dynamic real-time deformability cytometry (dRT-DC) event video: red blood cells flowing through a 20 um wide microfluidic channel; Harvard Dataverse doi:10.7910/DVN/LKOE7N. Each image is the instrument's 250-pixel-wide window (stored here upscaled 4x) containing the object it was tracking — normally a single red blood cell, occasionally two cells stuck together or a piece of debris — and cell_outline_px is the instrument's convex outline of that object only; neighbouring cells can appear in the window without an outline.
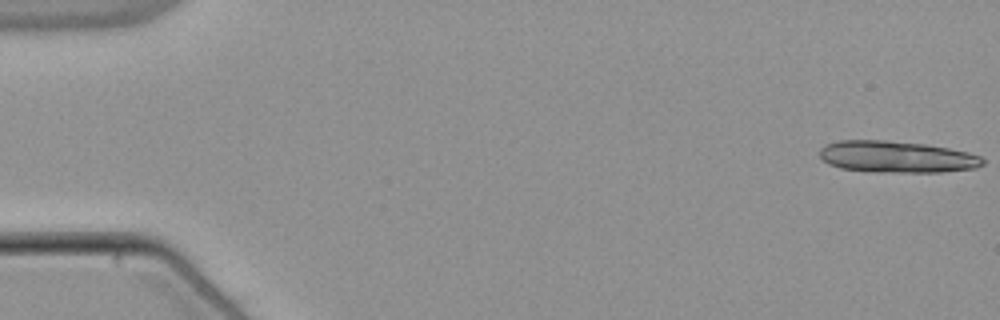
{"species": "common noctule bat (a hibernating species)", "species_latin": "Nyctalus noctula", "temperature_condition": "warm", "stored_images_in_passage": 15, "camera_frame_rate_fps": 3000, "um_per_image_px": 0.085, "animal": {"sex": "male", "body_mass_g": 21.5, "forearm_length_mm": 52.0}, "frame": {"image": 1, "passage_image": 1, "time_ms": 0.0, "image_size_px": [1000, 320], "cell_outline_px": [[984, 164], [976, 168], [940, 172], [872, 172], [840, 168], [828, 164], [820, 156], [820, 148], [824, 144], [840, 140], [884, 140], [924, 144], [948, 148], [968, 152], [980, 156], [984, 160]], "centroid_in_image_um": [76.2, 13.33], "position_along_channel_um": 8.8, "area_um2": 30.17}}